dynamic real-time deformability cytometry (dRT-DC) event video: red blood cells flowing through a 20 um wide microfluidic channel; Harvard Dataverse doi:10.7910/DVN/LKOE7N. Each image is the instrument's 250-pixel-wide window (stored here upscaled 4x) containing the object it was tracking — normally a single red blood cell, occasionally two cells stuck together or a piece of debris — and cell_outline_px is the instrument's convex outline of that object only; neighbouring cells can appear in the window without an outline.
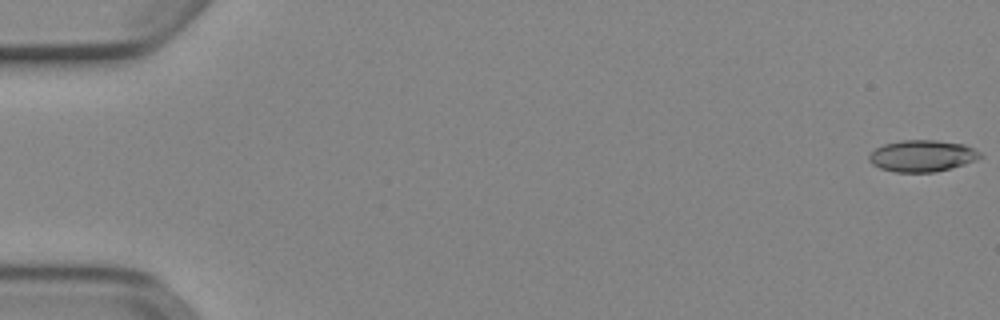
{"species": "Egyptian fruit bat (a non-hibernating species)", "species_latin": "Rousettus aegyptiacus", "temperature_condition": "cold", "stored_images_in_passage": 53, "camera_frame_rate_fps": 3000, "um_per_image_px": 0.085, "animal": {"sex": "female"}, "frame": {"image": 1, "passage_image": 1, "time_ms": 0.0, "image_size_px": [1000, 320], "cell_outline_px": [[984, 156], [976, 160], [964, 164], [932, 172], [896, 172], [880, 168], [872, 164], [868, 160], [868, 156], [876, 148], [884, 144], [904, 140], [936, 140], [964, 144], [980, 152]], "centroid_in_image_um": [78.38, 13.24], "position_along_channel_um": 6.6, "area_um2": 20.29}}
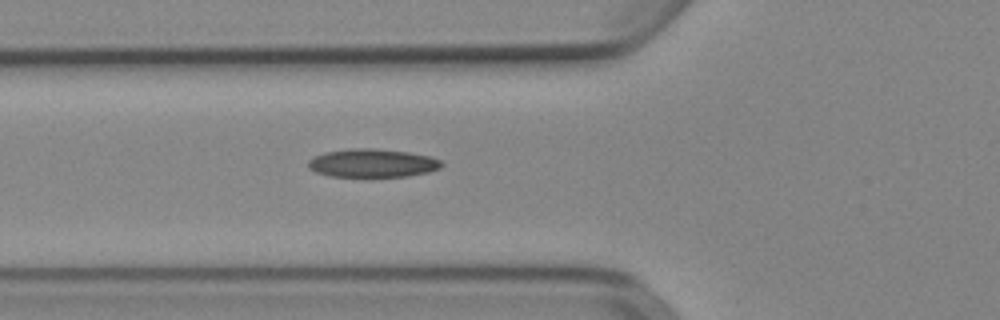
{"frame": {"image": 2, "passage_image": 20, "time_ms": 6.333, "image_size_px": [1000, 320], "cell_outline_px": [[444, 164], [440, 168], [428, 172], [408, 176], [368, 180], [328, 176], [316, 172], [308, 168], [308, 160], [312, 156], [324, 152], [348, 148], [376, 148], [408, 152], [428, 156], [440, 160]], "centroid_in_image_um": [31.6, 13.91], "position_along_channel_um": 94.2, "area_um2": 23.29}}
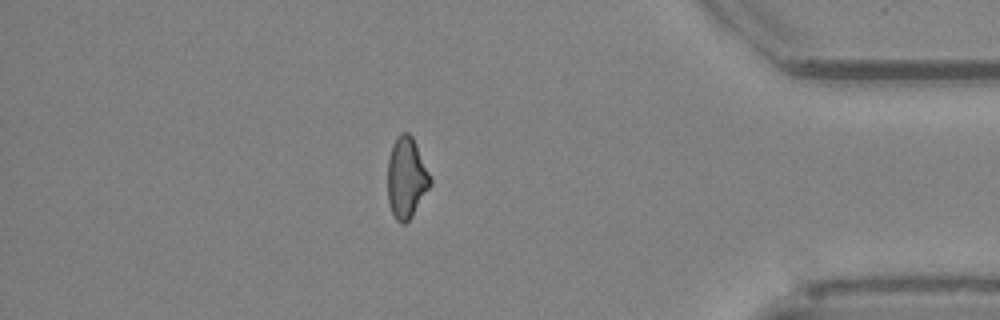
{"frame": {"image": 3, "passage_image": 46, "time_ms": 15.0, "image_size_px": [1000, 320], "cell_outline_px": [[432, 184], [412, 216], [404, 224], [400, 224], [396, 220], [388, 204], [388, 160], [392, 144], [396, 136], [400, 132], [408, 132], [412, 136], [432, 176]], "centroid_in_image_um": [34.56, 15.1], "position_along_channel_um": 400.6, "area_um2": 20.4}, "authors_computed_cell_mechanics": {"area_um2": 20.9814, "velocity_mm_per_s": 3.9186, "shape_relaxation_time_tau1_ms": null, "shape_relaxation_time_tau2_ms": 7.8393, "deformation_change_tau1": null, "deformation_change_tau2": 0.1695}}